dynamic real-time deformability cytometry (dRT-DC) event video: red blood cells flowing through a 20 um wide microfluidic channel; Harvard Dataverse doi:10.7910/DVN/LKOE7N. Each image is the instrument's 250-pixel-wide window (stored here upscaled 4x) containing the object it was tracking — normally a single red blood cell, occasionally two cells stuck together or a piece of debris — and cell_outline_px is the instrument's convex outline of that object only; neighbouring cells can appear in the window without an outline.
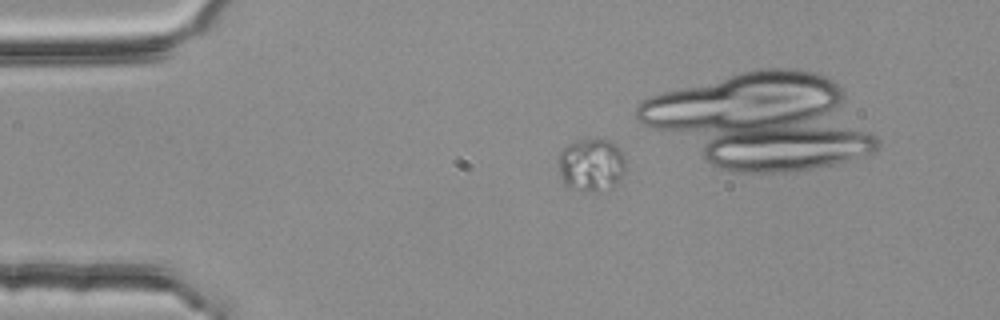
{"species": "common noctule bat (a hibernating species)", "species_latin": "Nyctalus noctula", "temperature_condition": "room temperature", "stored_images_in_passage": 5, "camera_frame_rate_fps": 3000, "um_per_image_px": 0.085, "animal": {"sex": "female", "body_mass_g": 25.1}, "frame": {"image": 1, "passage_image": 2, "time_ms": 0.333, "image_size_px": [1000, 320], "cell_outline_px": [[624, 172], [620, 180], [612, 188], [596, 192], [564, 184], [560, 176], [560, 152], [568, 144], [576, 140], [608, 140], [624, 156]], "centroid_in_image_um": [50.27, 14.02], "position_along_channel_um": 34.7, "area_um2": 20.11}}